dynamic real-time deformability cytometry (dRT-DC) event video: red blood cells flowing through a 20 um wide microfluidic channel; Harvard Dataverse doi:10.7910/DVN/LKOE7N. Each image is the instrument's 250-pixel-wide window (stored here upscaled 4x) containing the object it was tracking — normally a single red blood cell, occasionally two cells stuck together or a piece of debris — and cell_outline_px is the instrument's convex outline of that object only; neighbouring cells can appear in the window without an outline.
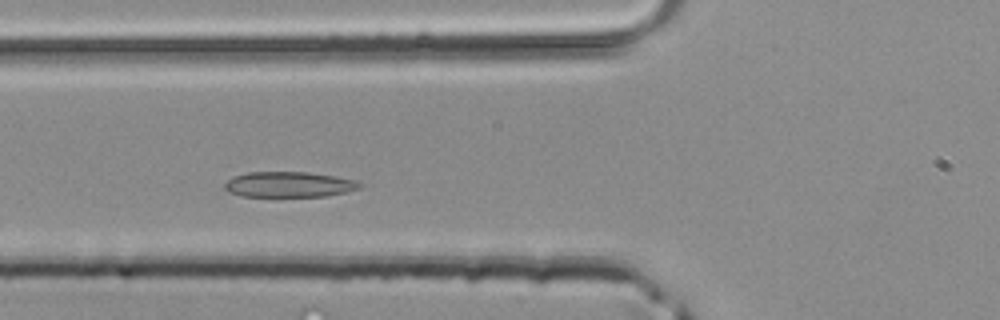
{"species": "common noctule bat (a hibernating species)", "species_latin": "Nyctalus noctula", "temperature_condition": "room temperature", "stored_images_in_passage": 29, "camera_frame_rate_fps": 3000, "um_per_image_px": 0.085, "animal": {"sex": "male", "body_mass_g": 20.4}, "frame": {"image": 1, "passage_image": 8, "time_ms": 2.333, "image_size_px": [1000, 320], "cell_outline_px": [[364, 184], [360, 188], [328, 196], [240, 196], [228, 192], [224, 188], [224, 184], [232, 176], [248, 172], [304, 172], [336, 176], [356, 180]], "centroid_in_image_um": [24.55, 15.68], "position_along_channel_um": 101.2, "area_um2": 20.11}}
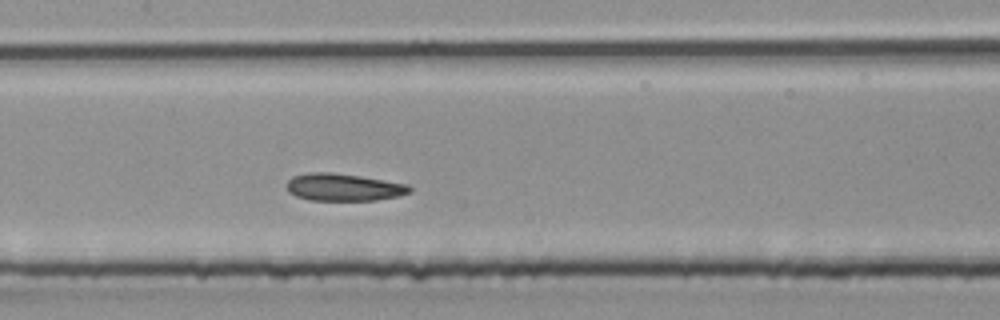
{"frame": {"image": 2, "passage_image": 13, "time_ms": 4.0, "image_size_px": [1000, 320], "cell_outline_px": [[412, 192], [400, 196], [376, 200], [308, 200], [296, 196], [288, 192], [288, 180], [292, 176], [312, 172], [332, 172], [360, 176], [408, 184], [412, 188]], "centroid_in_image_um": [29.23, 15.91], "position_along_channel_um": 178.2, "area_um2": 19.65}}
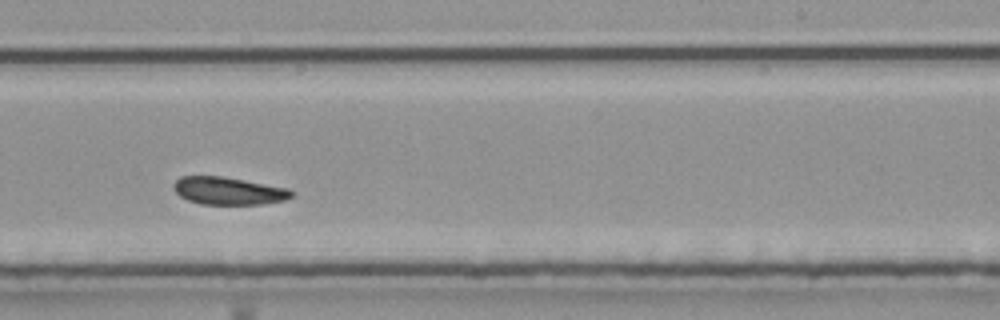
{"frame": {"image": 3, "passage_image": 19, "time_ms": 6.0, "image_size_px": [1000, 320], "cell_outline_px": [[292, 196], [284, 200], [264, 204], [200, 204], [188, 200], [180, 196], [172, 188], [172, 184], [180, 176], [220, 176], [244, 180], [288, 188], [292, 192]], "centroid_in_image_um": [19.37, 16.22], "position_along_channel_um": 269.6, "area_um2": 18.9}}